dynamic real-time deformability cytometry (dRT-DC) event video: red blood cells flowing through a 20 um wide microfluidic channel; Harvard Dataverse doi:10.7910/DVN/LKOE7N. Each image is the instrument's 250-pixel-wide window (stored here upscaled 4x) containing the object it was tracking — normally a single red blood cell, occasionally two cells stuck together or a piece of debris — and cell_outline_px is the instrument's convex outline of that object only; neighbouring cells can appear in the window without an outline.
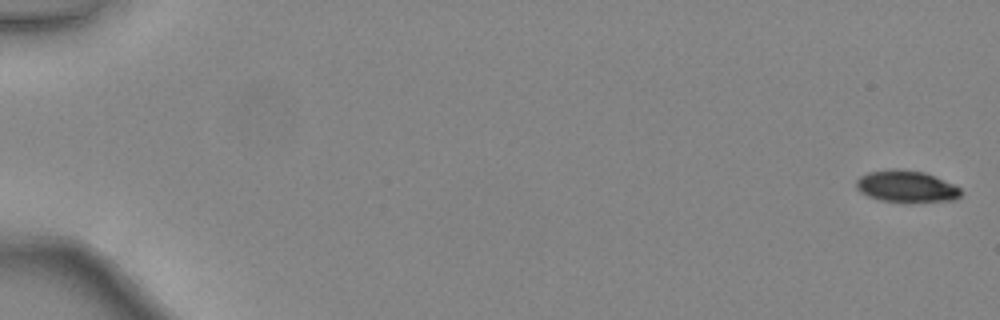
{"species": "common noctule bat (a hibernating species)", "species_latin": "Nyctalus noctula", "temperature_condition": "warm", "stored_images_in_passage": 48, "camera_frame_rate_fps": 3000, "um_per_image_px": 0.085, "animal": {"sex": "female", "body_mass_g": 24.6, "forearm_length_mm": 56.2}, "frame": {"image": 1, "passage_image": 1, "time_ms": 0.0, "image_size_px": [1000, 320], "cell_outline_px": [[964, 192], [960, 196], [952, 200], [912, 204], [908, 204], [880, 200], [868, 196], [860, 192], [856, 188], [856, 180], [860, 176], [868, 172], [892, 168], [900, 168], [924, 172], [952, 184], [960, 188]], "centroid_in_image_um": [77.03, 15.87], "position_along_channel_um": 8.0, "area_um2": 19.94}}
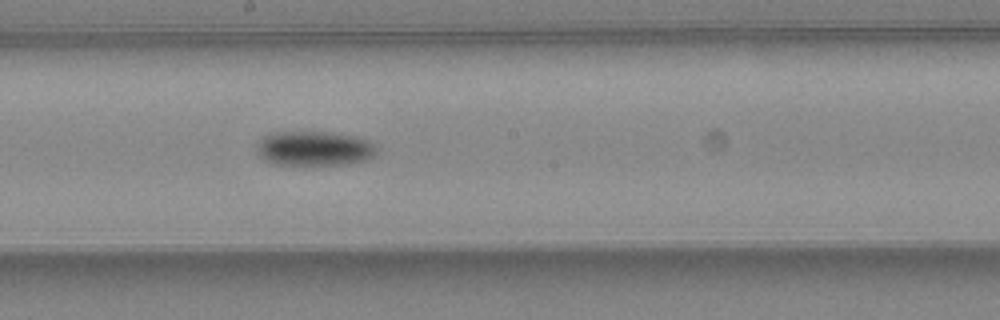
{"frame": {"image": 2, "passage_image": 28, "time_ms": 9.0, "image_size_px": [1000, 320], "cell_outline_px": [[376, 152], [368, 160], [348, 164], [304, 168], [272, 164], [264, 160], [256, 152], [256, 144], [268, 132], [332, 132], [356, 136], [368, 140], [376, 148]], "centroid_in_image_um": [26.65, 12.67], "position_along_channel_um": 221.5, "area_um2": 25.43}}
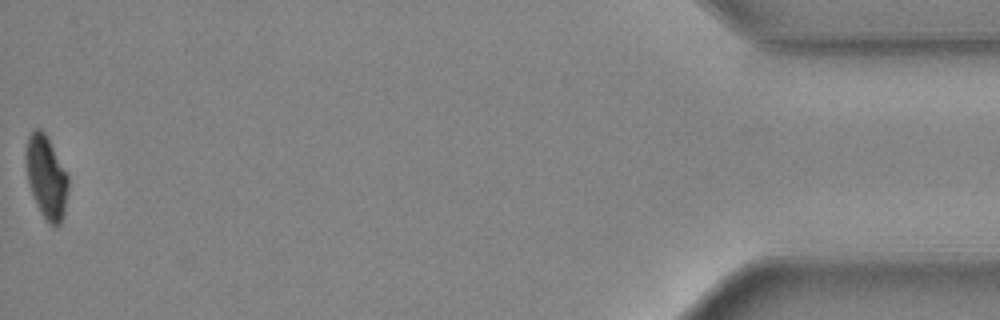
{"frame": {"image": 3, "passage_image": 48, "time_ms": 15.667, "image_size_px": [1000, 320], "cell_outline_px": [[68, 188], [64, 212], [60, 224], [52, 224], [40, 212], [32, 196], [28, 180], [24, 156], [28, 136], [32, 128], [40, 128], [44, 132], [68, 176]], "centroid_in_image_um": [3.9, 15.01], "position_along_channel_um": 431.3, "area_um2": 20.11}, "authors_computed_cell_mechanics": {"area_um2": 21.8773, "velocity_mm_per_s": 4.4723, "shape_relaxation_time_tau1_ms": 2.2957, "shape_relaxation_time_tau2_ms": null, "deformation_change_tau1": 0.1093, "deformation_change_tau2": null}}